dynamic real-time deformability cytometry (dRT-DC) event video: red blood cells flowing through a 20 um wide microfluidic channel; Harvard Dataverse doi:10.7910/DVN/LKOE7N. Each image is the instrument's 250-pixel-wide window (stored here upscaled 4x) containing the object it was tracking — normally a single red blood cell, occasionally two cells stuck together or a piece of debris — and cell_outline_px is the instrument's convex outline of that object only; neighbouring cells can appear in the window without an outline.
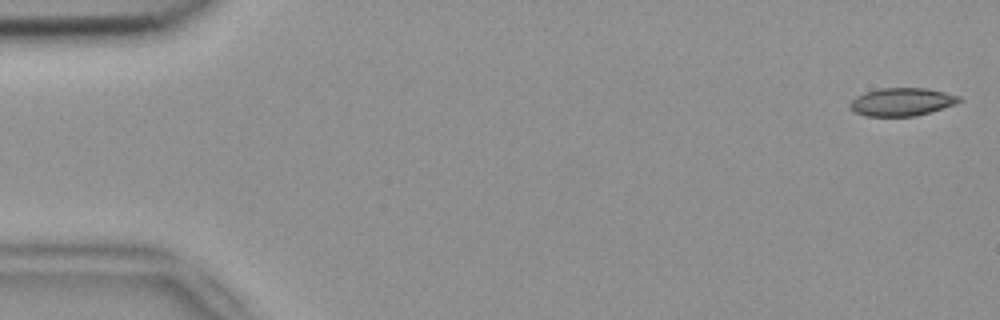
{"species": "common noctule bat (a hibernating species)", "species_latin": "Nyctalus noctula", "temperature_condition": "room temperature", "stored_images_in_passage": 52, "camera_frame_rate_fps": 3000, "um_per_image_px": 0.085, "animal": {"sex": "female", "body_mass_g": 18.4}, "frame": {"image": 1, "passage_image": 1, "time_ms": 0.0, "image_size_px": [1000, 320], "cell_outline_px": [[964, 100], [956, 104], [916, 116], [864, 116], [856, 112], [848, 104], [856, 96], [864, 92], [880, 88], [924, 88], [944, 92], [960, 96]], "centroid_in_image_um": [76.67, 8.66], "position_along_channel_um": 8.3, "area_um2": 17.8}}
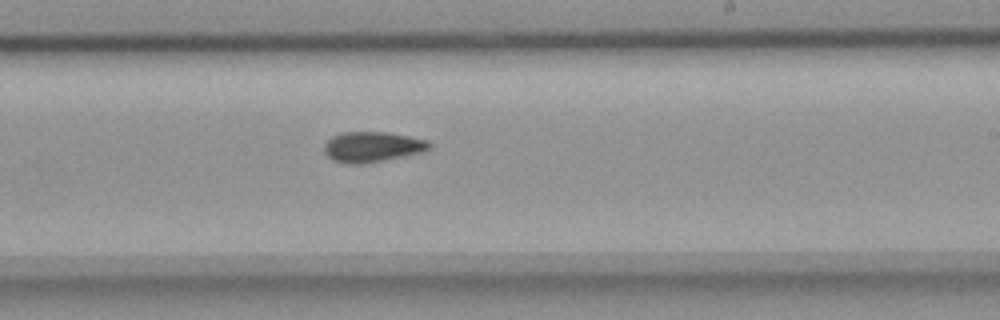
{"frame": {"image": 2, "passage_image": 31, "time_ms": 10.0, "image_size_px": [1000, 320], "cell_outline_px": [[432, 148], [420, 152], [384, 160], [364, 164], [348, 164], [332, 160], [324, 152], [324, 144], [332, 136], [340, 132], [384, 132], [408, 136], [428, 140], [432, 144]], "centroid_in_image_um": [31.62, 12.48], "position_along_channel_um": 257.4, "area_um2": 18.61}}
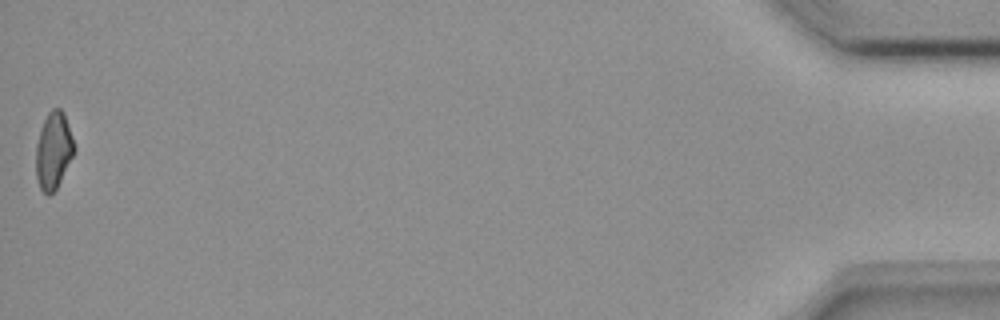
{"frame": {"image": 3, "passage_image": 52, "time_ms": 17.0, "image_size_px": [1000, 320], "cell_outline_px": [[76, 148], [56, 188], [48, 196], [40, 188], [36, 176], [36, 144], [40, 128], [48, 112], [52, 108], [60, 108], [64, 112]], "centroid_in_image_um": [4.53, 12.76], "position_along_channel_um": 430.7, "area_um2": 16.99}, "authors_computed_cell_mechanics": {"area_um2": 18.2359, "velocity_mm_per_s": 3.8603, "shape_relaxation_time_tau1_ms": null, "shape_relaxation_time_tau2_ms": 3.695, "deformation_change_tau1": null, "deformation_change_tau2": 0.0887}}